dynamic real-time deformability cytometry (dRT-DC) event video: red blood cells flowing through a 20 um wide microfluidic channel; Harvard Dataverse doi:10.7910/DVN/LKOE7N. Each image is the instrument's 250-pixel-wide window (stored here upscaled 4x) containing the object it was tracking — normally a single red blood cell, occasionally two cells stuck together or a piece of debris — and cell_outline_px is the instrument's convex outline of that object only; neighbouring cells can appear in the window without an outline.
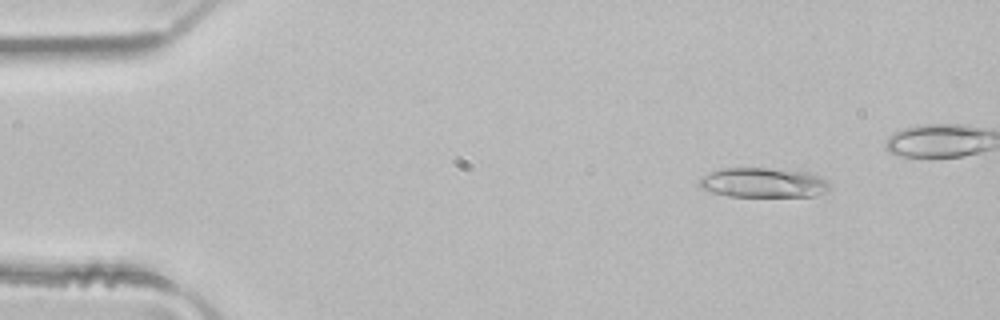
{"species": "common noctule bat (a hibernating species)", "species_latin": "Nyctalus noctula", "temperature_condition": "room temperature", "stored_images_in_passage": 5, "camera_frame_rate_fps": 3000, "um_per_image_px": 0.085, "animal": {"sex": "male", "body_mass_g": 21.5, "forearm_length_mm": 52.0}, "frame": {"image": 1, "passage_image": 2, "time_ms": 0.333, "image_size_px": [1000, 320], "cell_outline_px": [[828, 188], [824, 192], [816, 196], [728, 196], [712, 192], [700, 188], [700, 176], [720, 168], [768, 168], [808, 172], [820, 176], [828, 184]], "centroid_in_image_um": [64.83, 15.52], "position_along_channel_um": 20.2, "area_um2": 22.48}}